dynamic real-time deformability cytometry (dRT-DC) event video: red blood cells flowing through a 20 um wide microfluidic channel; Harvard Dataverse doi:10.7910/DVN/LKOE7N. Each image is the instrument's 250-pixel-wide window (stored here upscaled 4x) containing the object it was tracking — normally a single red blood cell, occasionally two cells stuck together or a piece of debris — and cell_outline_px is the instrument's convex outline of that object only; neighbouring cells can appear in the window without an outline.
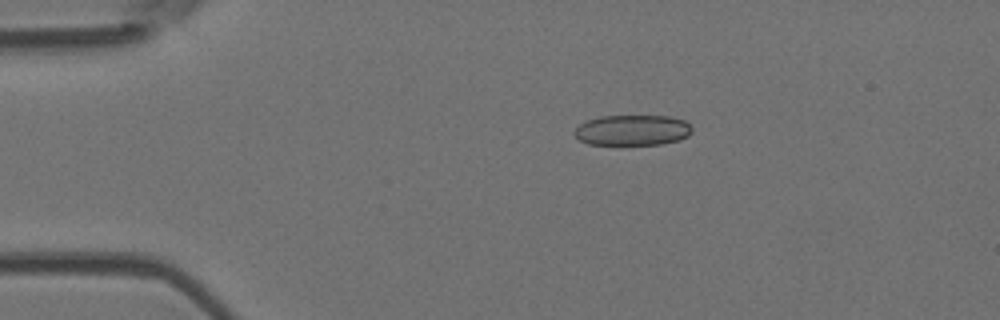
{"species": "Egyptian fruit bat (a non-hibernating species)", "species_latin": "Rousettus aegyptiacus", "temperature_condition": "room temperature", "stored_images_in_passage": 3, "camera_frame_rate_fps": 3000, "um_per_image_px": 0.085, "animal": {"sex": "female"}, "frame": {"image": 1, "passage_image": 1, "time_ms": 0.0, "image_size_px": [1000, 320], "cell_outline_px": [[692, 132], [688, 136], [680, 140], [660, 144], [588, 144], [580, 140], [572, 132], [580, 124], [588, 120], [600, 116], [672, 116], [684, 120], [692, 128]], "centroid_in_image_um": [53.77, 11.06], "position_along_channel_um": 31.2, "area_um2": 20.92}}